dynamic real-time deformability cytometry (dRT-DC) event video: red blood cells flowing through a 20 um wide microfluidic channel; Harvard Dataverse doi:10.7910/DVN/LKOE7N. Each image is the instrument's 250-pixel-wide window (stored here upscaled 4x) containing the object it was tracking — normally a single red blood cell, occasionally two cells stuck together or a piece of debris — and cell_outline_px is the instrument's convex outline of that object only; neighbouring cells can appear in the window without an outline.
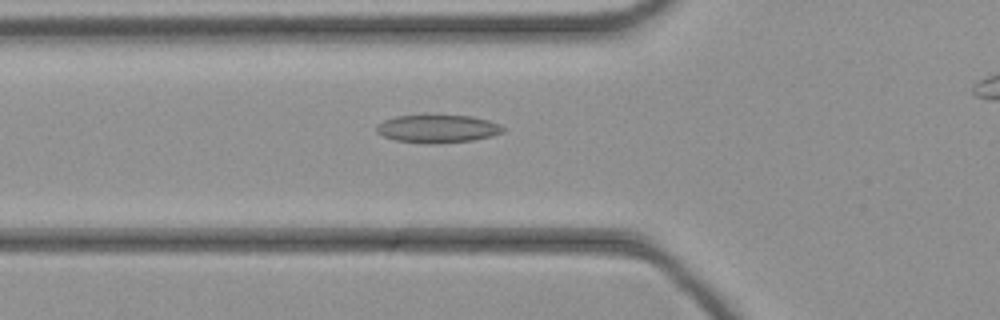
{"species": "common noctule bat (a hibernating species)", "species_latin": "Nyctalus noctula", "temperature_condition": "cold", "stored_images_in_passage": 31, "camera_frame_rate_fps": 3000, "um_per_image_px": 0.085, "animal": {"sex": "female", "body_mass_g": 21.9}, "frame": {"image": 1, "passage_image": 7, "time_ms": 2.0, "image_size_px": [1000, 320], "cell_outline_px": [[504, 132], [492, 136], [472, 140], [432, 144], [428, 144], [396, 140], [384, 136], [376, 132], [376, 124], [384, 120], [396, 116], [472, 116], [488, 120], [500, 124], [504, 128]], "centroid_in_image_um": [37.2, 10.95], "position_along_channel_um": 88.6, "area_um2": 20.46}}
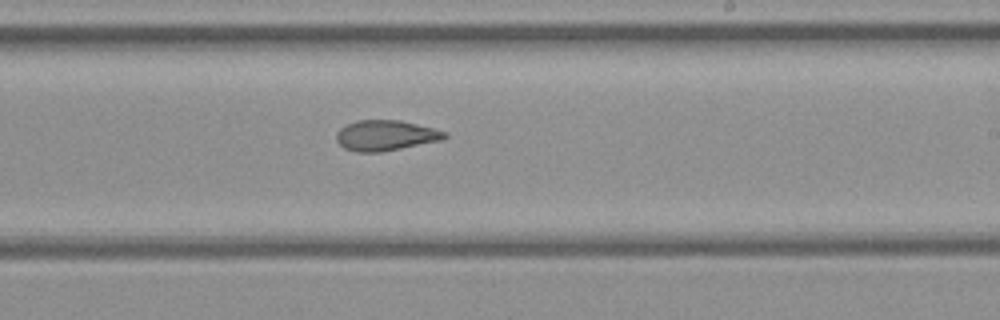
{"frame": {"image": 2, "passage_image": 18, "time_ms": 5.667, "image_size_px": [1000, 320], "cell_outline_px": [[448, 136], [444, 140], [380, 152], [356, 152], [344, 148], [336, 140], [336, 132], [340, 128], [356, 120], [400, 120], [448, 132]], "centroid_in_image_um": [32.79, 11.51], "position_along_channel_um": 256.2, "area_um2": 19.25}}
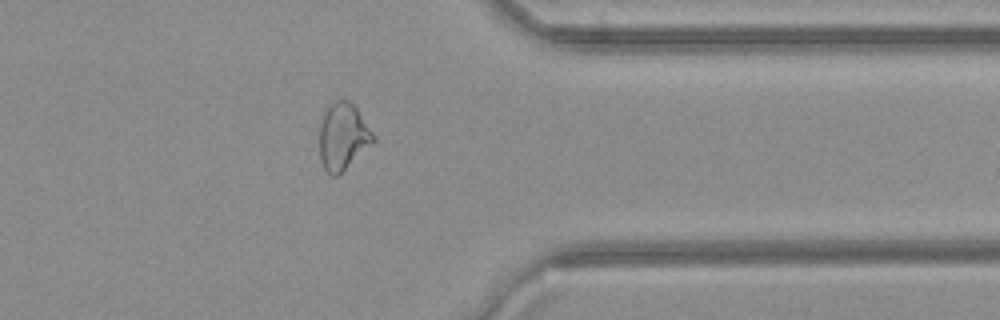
{"frame": {"image": 3, "passage_image": 27, "time_ms": 8.667, "image_size_px": [1000, 320], "cell_outline_px": [[376, 140], [336, 176], [332, 176], [324, 168], [320, 160], [320, 124], [324, 112], [328, 104], [336, 100], [348, 100], [356, 108], [376, 136]], "centroid_in_image_um": [29.14, 11.57], "position_along_channel_um": 382.3, "area_um2": 20.69}}